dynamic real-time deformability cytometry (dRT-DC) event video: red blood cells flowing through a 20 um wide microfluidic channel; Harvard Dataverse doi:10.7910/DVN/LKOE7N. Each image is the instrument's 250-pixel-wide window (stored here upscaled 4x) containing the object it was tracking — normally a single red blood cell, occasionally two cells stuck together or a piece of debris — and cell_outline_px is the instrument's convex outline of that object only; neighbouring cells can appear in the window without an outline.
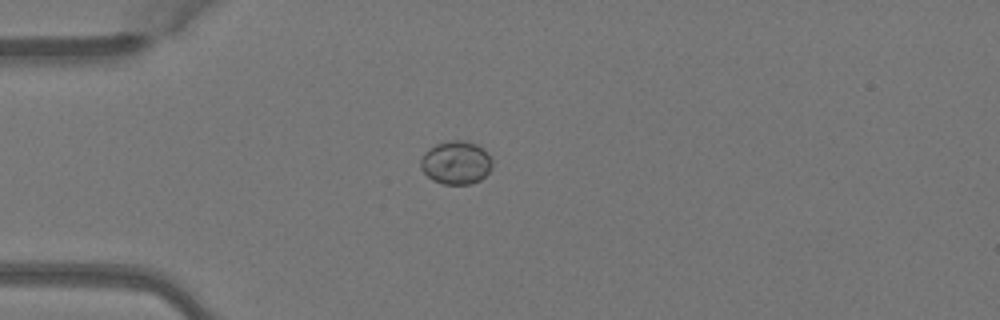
{"species": "Egyptian fruit bat (a non-hibernating species)", "species_latin": "Rousettus aegyptiacus", "temperature_condition": "warm", "stored_images_in_passage": 4, "camera_frame_rate_fps": 3000, "um_per_image_px": 0.085, "animal": {"sex": "female"}, "frame": {"image": 1, "passage_image": 4, "time_ms": 1.0, "image_size_px": [1000, 320], "cell_outline_px": [[492, 168], [480, 180], [468, 184], [444, 184], [432, 180], [420, 168], [420, 160], [424, 152], [428, 148], [436, 144], [448, 140], [468, 140], [476, 144], [488, 152], [492, 160]], "centroid_in_image_um": [38.76, 13.8], "position_along_channel_um": 46.2, "area_um2": 18.26}}